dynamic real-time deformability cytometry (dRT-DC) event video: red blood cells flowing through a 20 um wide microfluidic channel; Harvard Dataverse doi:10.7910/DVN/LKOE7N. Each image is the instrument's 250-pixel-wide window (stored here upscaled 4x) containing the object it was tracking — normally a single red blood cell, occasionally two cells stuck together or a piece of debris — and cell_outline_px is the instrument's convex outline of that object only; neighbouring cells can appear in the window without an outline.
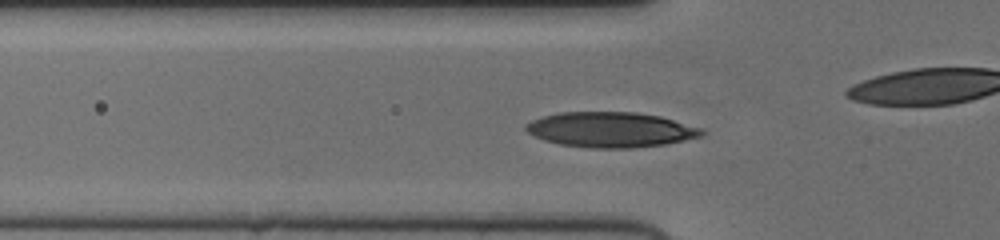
{"species": "human", "species_latin": "Homo sapiens", "temperature_condition": "cold", "stored_images_in_passage": 50, "camera_frame_rate_fps": 3000, "um_per_image_px": 0.085, "donor": {"sex": "female"}, "frame": {"image": 1, "passage_image": 14, "time_ms": 4.333, "image_size_px": [1000, 240], "cell_outline_px": [[704, 136], [664, 144], [632, 148], [592, 148], [560, 144], [544, 140], [528, 132], [524, 128], [524, 124], [532, 120], [544, 116], [560, 112], [636, 112], [660, 116], [704, 128]], "centroid_in_image_um": [51.94, 11.02], "position_along_channel_um": 73.9, "area_um2": 36.13}}
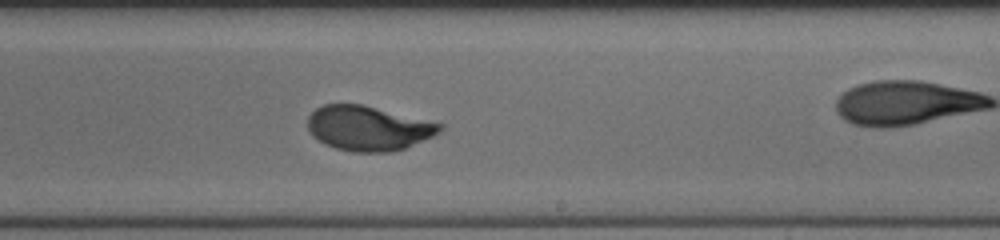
{"frame": {"image": 2, "passage_image": 28, "time_ms": 9.0, "image_size_px": [1000, 240], "cell_outline_px": [[444, 128], [440, 132], [432, 136], [404, 148], [392, 152], [352, 152], [336, 148], [324, 144], [312, 136], [308, 128], [308, 116], [316, 108], [324, 104], [360, 104], [444, 124]], "centroid_in_image_um": [31.28, 10.9], "position_along_channel_um": 257.7, "area_um2": 34.28}}
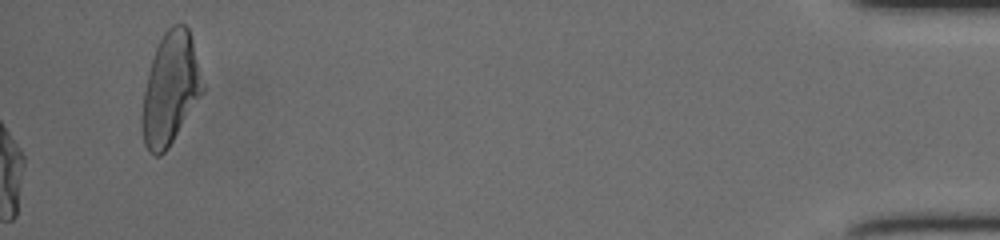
{"frame": {"image": 3, "passage_image": 50, "time_ms": 16.333, "image_size_px": [1000, 240], "cell_outline_px": [[204, 92], [168, 148], [160, 156], [156, 156], [148, 152], [144, 144], [140, 120], [144, 92], [152, 60], [156, 48], [164, 32], [172, 24], [184, 24], [188, 28], [192, 40], [204, 88]], "centroid_in_image_um": [14.47, 7.59], "position_along_channel_um": 420.7, "area_um2": 39.19}}